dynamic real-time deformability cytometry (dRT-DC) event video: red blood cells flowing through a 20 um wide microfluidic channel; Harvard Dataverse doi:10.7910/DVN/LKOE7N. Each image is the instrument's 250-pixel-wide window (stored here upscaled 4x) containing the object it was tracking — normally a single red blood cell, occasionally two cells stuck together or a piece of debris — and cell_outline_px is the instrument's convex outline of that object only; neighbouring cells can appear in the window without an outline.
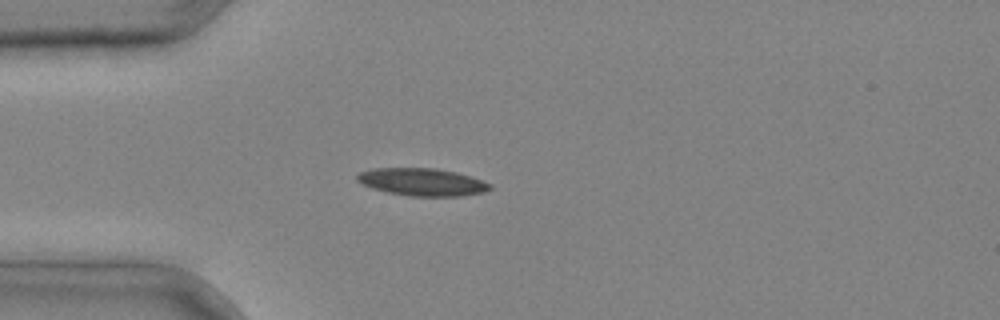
{"species": "common noctule bat (a hibernating species)", "species_latin": "Nyctalus noctula", "temperature_condition": "cold", "stored_images_in_passage": 2, "camera_frame_rate_fps": 3000, "um_per_image_px": 0.085, "animal": {"sex": "male", "body_mass_g": 20.4}, "frame": {"image": 1, "passage_image": 2, "time_ms": 0.333, "image_size_px": [1000, 320], "cell_outline_px": [[492, 188], [484, 192], [460, 196], [408, 196], [388, 192], [372, 188], [356, 180], [356, 176], [360, 172], [372, 168], [436, 168], [456, 172], [472, 176], [492, 184]], "centroid_in_image_um": [35.91, 15.46], "position_along_channel_um": 49.1, "area_um2": 21.39}}